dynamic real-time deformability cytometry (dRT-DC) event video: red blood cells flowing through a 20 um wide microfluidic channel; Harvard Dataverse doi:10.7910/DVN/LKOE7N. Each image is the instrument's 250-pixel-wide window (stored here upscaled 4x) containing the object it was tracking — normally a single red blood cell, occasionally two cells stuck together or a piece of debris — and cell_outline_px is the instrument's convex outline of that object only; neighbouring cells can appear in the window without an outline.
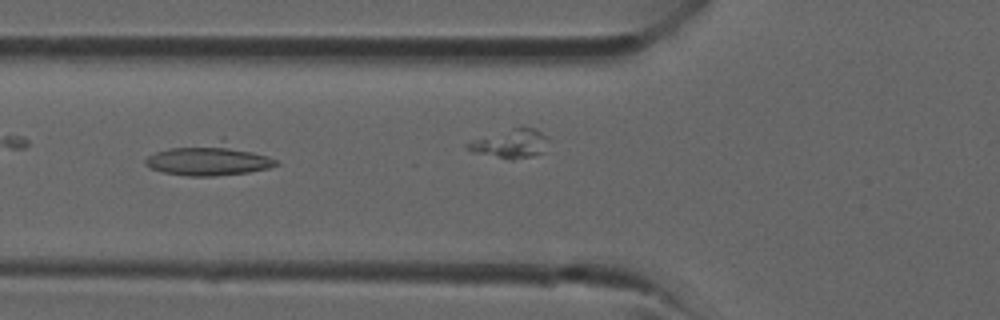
{"species": "common noctule bat (a hibernating species)", "species_latin": "Nyctalus noctula", "temperature_condition": "room temperature", "stored_images_in_passage": 20, "camera_frame_rate_fps": 3000, "um_per_image_px": 0.085, "animal": {"sex": "male", "forearm_length_mm": 52.5}, "frame": {"image": 1, "passage_image": 4, "time_ms": 1.0, "image_size_px": [1000, 320], "cell_outline_px": [[280, 164], [268, 168], [248, 172], [212, 176], [188, 176], [164, 172], [152, 168], [144, 164], [144, 160], [148, 156], [156, 152], [168, 148], [228, 148], [252, 152], [268, 156], [276, 160]], "centroid_in_image_um": [17.67, 13.73], "position_along_channel_um": 108.1, "area_um2": 20.98}}